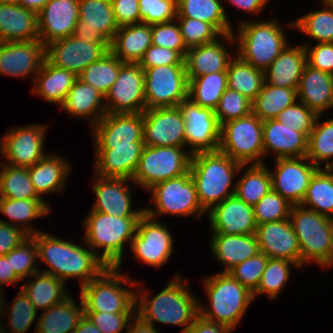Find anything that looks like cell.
Segmentation results:
<instances>
[{
	"label": "cell",
	"mask_w": 333,
	"mask_h": 333,
	"mask_svg": "<svg viewBox=\"0 0 333 333\" xmlns=\"http://www.w3.org/2000/svg\"><path fill=\"white\" fill-rule=\"evenodd\" d=\"M140 23H166L177 17V0H139Z\"/></svg>",
	"instance_id": "59"
},
{
	"label": "cell",
	"mask_w": 333,
	"mask_h": 333,
	"mask_svg": "<svg viewBox=\"0 0 333 333\" xmlns=\"http://www.w3.org/2000/svg\"><path fill=\"white\" fill-rule=\"evenodd\" d=\"M210 239L211 252L225 267L221 272H228L260 252L255 234H211Z\"/></svg>",
	"instance_id": "34"
},
{
	"label": "cell",
	"mask_w": 333,
	"mask_h": 333,
	"mask_svg": "<svg viewBox=\"0 0 333 333\" xmlns=\"http://www.w3.org/2000/svg\"><path fill=\"white\" fill-rule=\"evenodd\" d=\"M143 70L164 65H185L184 57L175 50L151 45L138 63Z\"/></svg>",
	"instance_id": "62"
},
{
	"label": "cell",
	"mask_w": 333,
	"mask_h": 333,
	"mask_svg": "<svg viewBox=\"0 0 333 333\" xmlns=\"http://www.w3.org/2000/svg\"><path fill=\"white\" fill-rule=\"evenodd\" d=\"M145 146L186 147L184 118L178 106L146 109L143 112Z\"/></svg>",
	"instance_id": "20"
},
{
	"label": "cell",
	"mask_w": 333,
	"mask_h": 333,
	"mask_svg": "<svg viewBox=\"0 0 333 333\" xmlns=\"http://www.w3.org/2000/svg\"><path fill=\"white\" fill-rule=\"evenodd\" d=\"M325 1L328 2V3L333 4V0H325Z\"/></svg>",
	"instance_id": "76"
},
{
	"label": "cell",
	"mask_w": 333,
	"mask_h": 333,
	"mask_svg": "<svg viewBox=\"0 0 333 333\" xmlns=\"http://www.w3.org/2000/svg\"><path fill=\"white\" fill-rule=\"evenodd\" d=\"M297 95L298 101L317 115L324 114L326 110L333 108V75L306 64Z\"/></svg>",
	"instance_id": "30"
},
{
	"label": "cell",
	"mask_w": 333,
	"mask_h": 333,
	"mask_svg": "<svg viewBox=\"0 0 333 333\" xmlns=\"http://www.w3.org/2000/svg\"><path fill=\"white\" fill-rule=\"evenodd\" d=\"M227 88V72L201 75L188 80V99L201 107L215 110Z\"/></svg>",
	"instance_id": "46"
},
{
	"label": "cell",
	"mask_w": 333,
	"mask_h": 333,
	"mask_svg": "<svg viewBox=\"0 0 333 333\" xmlns=\"http://www.w3.org/2000/svg\"><path fill=\"white\" fill-rule=\"evenodd\" d=\"M306 64L307 56L304 45L291 47L288 44L264 71L265 82L277 87L298 90Z\"/></svg>",
	"instance_id": "31"
},
{
	"label": "cell",
	"mask_w": 333,
	"mask_h": 333,
	"mask_svg": "<svg viewBox=\"0 0 333 333\" xmlns=\"http://www.w3.org/2000/svg\"><path fill=\"white\" fill-rule=\"evenodd\" d=\"M144 146V142H132V145L122 146H94L93 173L101 177L132 180Z\"/></svg>",
	"instance_id": "28"
},
{
	"label": "cell",
	"mask_w": 333,
	"mask_h": 333,
	"mask_svg": "<svg viewBox=\"0 0 333 333\" xmlns=\"http://www.w3.org/2000/svg\"><path fill=\"white\" fill-rule=\"evenodd\" d=\"M247 166L245 173L235 181L234 194L248 205L254 206L272 189L271 176L266 164Z\"/></svg>",
	"instance_id": "47"
},
{
	"label": "cell",
	"mask_w": 333,
	"mask_h": 333,
	"mask_svg": "<svg viewBox=\"0 0 333 333\" xmlns=\"http://www.w3.org/2000/svg\"><path fill=\"white\" fill-rule=\"evenodd\" d=\"M264 157L273 153L276 158L307 156L309 137L299 131L290 129L276 119L263 121Z\"/></svg>",
	"instance_id": "29"
},
{
	"label": "cell",
	"mask_w": 333,
	"mask_h": 333,
	"mask_svg": "<svg viewBox=\"0 0 333 333\" xmlns=\"http://www.w3.org/2000/svg\"><path fill=\"white\" fill-rule=\"evenodd\" d=\"M48 1L49 0H20L19 4L38 14Z\"/></svg>",
	"instance_id": "71"
},
{
	"label": "cell",
	"mask_w": 333,
	"mask_h": 333,
	"mask_svg": "<svg viewBox=\"0 0 333 333\" xmlns=\"http://www.w3.org/2000/svg\"><path fill=\"white\" fill-rule=\"evenodd\" d=\"M95 146L144 142L142 113H106L91 129Z\"/></svg>",
	"instance_id": "23"
},
{
	"label": "cell",
	"mask_w": 333,
	"mask_h": 333,
	"mask_svg": "<svg viewBox=\"0 0 333 333\" xmlns=\"http://www.w3.org/2000/svg\"><path fill=\"white\" fill-rule=\"evenodd\" d=\"M211 234H255L257 224L253 206L240 200L235 194L225 198L206 214Z\"/></svg>",
	"instance_id": "24"
},
{
	"label": "cell",
	"mask_w": 333,
	"mask_h": 333,
	"mask_svg": "<svg viewBox=\"0 0 333 333\" xmlns=\"http://www.w3.org/2000/svg\"><path fill=\"white\" fill-rule=\"evenodd\" d=\"M77 305L73 296L61 303L43 310L38 317L34 333H73L85 316V306L81 296Z\"/></svg>",
	"instance_id": "37"
},
{
	"label": "cell",
	"mask_w": 333,
	"mask_h": 333,
	"mask_svg": "<svg viewBox=\"0 0 333 333\" xmlns=\"http://www.w3.org/2000/svg\"><path fill=\"white\" fill-rule=\"evenodd\" d=\"M321 116H317L309 134L306 157L318 168L333 169V119L321 121Z\"/></svg>",
	"instance_id": "48"
},
{
	"label": "cell",
	"mask_w": 333,
	"mask_h": 333,
	"mask_svg": "<svg viewBox=\"0 0 333 333\" xmlns=\"http://www.w3.org/2000/svg\"><path fill=\"white\" fill-rule=\"evenodd\" d=\"M181 35L188 49L215 41L221 34L205 21L176 17Z\"/></svg>",
	"instance_id": "55"
},
{
	"label": "cell",
	"mask_w": 333,
	"mask_h": 333,
	"mask_svg": "<svg viewBox=\"0 0 333 333\" xmlns=\"http://www.w3.org/2000/svg\"><path fill=\"white\" fill-rule=\"evenodd\" d=\"M145 74L138 63L124 62L105 96L106 113H142L146 110Z\"/></svg>",
	"instance_id": "16"
},
{
	"label": "cell",
	"mask_w": 333,
	"mask_h": 333,
	"mask_svg": "<svg viewBox=\"0 0 333 333\" xmlns=\"http://www.w3.org/2000/svg\"><path fill=\"white\" fill-rule=\"evenodd\" d=\"M93 177L91 187L96 196V201L91 210L116 217H142L144 215V208L140 210L132 208V193L137 188L136 184L133 189L127 185L128 183H134L132 180L101 177L96 174Z\"/></svg>",
	"instance_id": "21"
},
{
	"label": "cell",
	"mask_w": 333,
	"mask_h": 333,
	"mask_svg": "<svg viewBox=\"0 0 333 333\" xmlns=\"http://www.w3.org/2000/svg\"><path fill=\"white\" fill-rule=\"evenodd\" d=\"M259 250L268 258L295 262L301 268V252L290 219L257 225Z\"/></svg>",
	"instance_id": "25"
},
{
	"label": "cell",
	"mask_w": 333,
	"mask_h": 333,
	"mask_svg": "<svg viewBox=\"0 0 333 333\" xmlns=\"http://www.w3.org/2000/svg\"><path fill=\"white\" fill-rule=\"evenodd\" d=\"M298 100L297 90L277 87L265 81L252 101V113L261 121L275 119L280 112Z\"/></svg>",
	"instance_id": "42"
},
{
	"label": "cell",
	"mask_w": 333,
	"mask_h": 333,
	"mask_svg": "<svg viewBox=\"0 0 333 333\" xmlns=\"http://www.w3.org/2000/svg\"><path fill=\"white\" fill-rule=\"evenodd\" d=\"M151 201L155 208H144V214L148 217L158 219L162 215L195 216L201 218L207 212L202 208L191 173H187L159 182L151 187Z\"/></svg>",
	"instance_id": "9"
},
{
	"label": "cell",
	"mask_w": 333,
	"mask_h": 333,
	"mask_svg": "<svg viewBox=\"0 0 333 333\" xmlns=\"http://www.w3.org/2000/svg\"><path fill=\"white\" fill-rule=\"evenodd\" d=\"M140 218L116 217L90 210L83 222V243H86L108 267L121 269L125 244L131 245ZM96 249L102 250V253Z\"/></svg>",
	"instance_id": "5"
},
{
	"label": "cell",
	"mask_w": 333,
	"mask_h": 333,
	"mask_svg": "<svg viewBox=\"0 0 333 333\" xmlns=\"http://www.w3.org/2000/svg\"><path fill=\"white\" fill-rule=\"evenodd\" d=\"M2 316L4 317V313H3V311H0V319H1ZM1 322H2V321H0V331L3 330V329L6 327V326L4 325L5 323H3V324L1 325Z\"/></svg>",
	"instance_id": "74"
},
{
	"label": "cell",
	"mask_w": 333,
	"mask_h": 333,
	"mask_svg": "<svg viewBox=\"0 0 333 333\" xmlns=\"http://www.w3.org/2000/svg\"><path fill=\"white\" fill-rule=\"evenodd\" d=\"M29 237L23 229L0 222V255H7Z\"/></svg>",
	"instance_id": "65"
},
{
	"label": "cell",
	"mask_w": 333,
	"mask_h": 333,
	"mask_svg": "<svg viewBox=\"0 0 333 333\" xmlns=\"http://www.w3.org/2000/svg\"><path fill=\"white\" fill-rule=\"evenodd\" d=\"M4 288L2 289L0 286V311L4 310V305H5V299H4Z\"/></svg>",
	"instance_id": "72"
},
{
	"label": "cell",
	"mask_w": 333,
	"mask_h": 333,
	"mask_svg": "<svg viewBox=\"0 0 333 333\" xmlns=\"http://www.w3.org/2000/svg\"><path fill=\"white\" fill-rule=\"evenodd\" d=\"M269 1L270 0H227L228 3L234 5L237 9L253 15L261 14Z\"/></svg>",
	"instance_id": "68"
},
{
	"label": "cell",
	"mask_w": 333,
	"mask_h": 333,
	"mask_svg": "<svg viewBox=\"0 0 333 333\" xmlns=\"http://www.w3.org/2000/svg\"><path fill=\"white\" fill-rule=\"evenodd\" d=\"M60 108L71 117L88 119L93 127L106 114L105 96L77 78Z\"/></svg>",
	"instance_id": "33"
},
{
	"label": "cell",
	"mask_w": 333,
	"mask_h": 333,
	"mask_svg": "<svg viewBox=\"0 0 333 333\" xmlns=\"http://www.w3.org/2000/svg\"><path fill=\"white\" fill-rule=\"evenodd\" d=\"M233 32L236 55L253 67L265 71L289 44L278 20L238 22Z\"/></svg>",
	"instance_id": "8"
},
{
	"label": "cell",
	"mask_w": 333,
	"mask_h": 333,
	"mask_svg": "<svg viewBox=\"0 0 333 333\" xmlns=\"http://www.w3.org/2000/svg\"><path fill=\"white\" fill-rule=\"evenodd\" d=\"M10 304H8L9 307H7L5 302L3 310L5 317L10 315L8 319L10 326H8V328L11 329L9 330L11 333H26L33 322H35L34 320L37 318L38 311L34 308V305L21 288Z\"/></svg>",
	"instance_id": "52"
},
{
	"label": "cell",
	"mask_w": 333,
	"mask_h": 333,
	"mask_svg": "<svg viewBox=\"0 0 333 333\" xmlns=\"http://www.w3.org/2000/svg\"><path fill=\"white\" fill-rule=\"evenodd\" d=\"M45 200L44 198L19 200L0 198V212L9 220L0 219V222L17 226L30 236L35 235L42 230L36 229L30 222L47 216L51 211L50 204Z\"/></svg>",
	"instance_id": "39"
},
{
	"label": "cell",
	"mask_w": 333,
	"mask_h": 333,
	"mask_svg": "<svg viewBox=\"0 0 333 333\" xmlns=\"http://www.w3.org/2000/svg\"><path fill=\"white\" fill-rule=\"evenodd\" d=\"M39 39L38 14L20 4L0 3V42Z\"/></svg>",
	"instance_id": "32"
},
{
	"label": "cell",
	"mask_w": 333,
	"mask_h": 333,
	"mask_svg": "<svg viewBox=\"0 0 333 333\" xmlns=\"http://www.w3.org/2000/svg\"><path fill=\"white\" fill-rule=\"evenodd\" d=\"M246 167L247 165L231 159L219 150L192 154L189 172L196 187L198 200L206 212L225 198L234 195V178Z\"/></svg>",
	"instance_id": "3"
},
{
	"label": "cell",
	"mask_w": 333,
	"mask_h": 333,
	"mask_svg": "<svg viewBox=\"0 0 333 333\" xmlns=\"http://www.w3.org/2000/svg\"><path fill=\"white\" fill-rule=\"evenodd\" d=\"M73 36L89 43H112L119 26L111 0H79Z\"/></svg>",
	"instance_id": "19"
},
{
	"label": "cell",
	"mask_w": 333,
	"mask_h": 333,
	"mask_svg": "<svg viewBox=\"0 0 333 333\" xmlns=\"http://www.w3.org/2000/svg\"><path fill=\"white\" fill-rule=\"evenodd\" d=\"M233 329L207 321L198 316L186 333H231Z\"/></svg>",
	"instance_id": "66"
},
{
	"label": "cell",
	"mask_w": 333,
	"mask_h": 333,
	"mask_svg": "<svg viewBox=\"0 0 333 333\" xmlns=\"http://www.w3.org/2000/svg\"><path fill=\"white\" fill-rule=\"evenodd\" d=\"M47 126L29 124L13 126L0 139L3 163L14 167H30L47 155L43 151Z\"/></svg>",
	"instance_id": "15"
},
{
	"label": "cell",
	"mask_w": 333,
	"mask_h": 333,
	"mask_svg": "<svg viewBox=\"0 0 333 333\" xmlns=\"http://www.w3.org/2000/svg\"><path fill=\"white\" fill-rule=\"evenodd\" d=\"M102 333H123L136 313L85 312Z\"/></svg>",
	"instance_id": "61"
},
{
	"label": "cell",
	"mask_w": 333,
	"mask_h": 333,
	"mask_svg": "<svg viewBox=\"0 0 333 333\" xmlns=\"http://www.w3.org/2000/svg\"><path fill=\"white\" fill-rule=\"evenodd\" d=\"M20 0H0V3H6V4H19Z\"/></svg>",
	"instance_id": "73"
},
{
	"label": "cell",
	"mask_w": 333,
	"mask_h": 333,
	"mask_svg": "<svg viewBox=\"0 0 333 333\" xmlns=\"http://www.w3.org/2000/svg\"><path fill=\"white\" fill-rule=\"evenodd\" d=\"M21 280L10 265V252L7 255H0V286L18 284Z\"/></svg>",
	"instance_id": "67"
},
{
	"label": "cell",
	"mask_w": 333,
	"mask_h": 333,
	"mask_svg": "<svg viewBox=\"0 0 333 333\" xmlns=\"http://www.w3.org/2000/svg\"><path fill=\"white\" fill-rule=\"evenodd\" d=\"M144 74L146 109L175 107L188 98L185 65L156 66Z\"/></svg>",
	"instance_id": "12"
},
{
	"label": "cell",
	"mask_w": 333,
	"mask_h": 333,
	"mask_svg": "<svg viewBox=\"0 0 333 333\" xmlns=\"http://www.w3.org/2000/svg\"><path fill=\"white\" fill-rule=\"evenodd\" d=\"M186 147L144 146L132 181L149 190L155 184L189 171L192 154Z\"/></svg>",
	"instance_id": "11"
},
{
	"label": "cell",
	"mask_w": 333,
	"mask_h": 333,
	"mask_svg": "<svg viewBox=\"0 0 333 333\" xmlns=\"http://www.w3.org/2000/svg\"><path fill=\"white\" fill-rule=\"evenodd\" d=\"M66 158L53 153L47 154L40 161L28 167L30 180L36 193L43 198V194L60 192L65 189L70 175L71 166Z\"/></svg>",
	"instance_id": "35"
},
{
	"label": "cell",
	"mask_w": 333,
	"mask_h": 333,
	"mask_svg": "<svg viewBox=\"0 0 333 333\" xmlns=\"http://www.w3.org/2000/svg\"><path fill=\"white\" fill-rule=\"evenodd\" d=\"M289 219L301 252V268L312 262L323 269L333 266V218L299 204L292 205Z\"/></svg>",
	"instance_id": "6"
},
{
	"label": "cell",
	"mask_w": 333,
	"mask_h": 333,
	"mask_svg": "<svg viewBox=\"0 0 333 333\" xmlns=\"http://www.w3.org/2000/svg\"><path fill=\"white\" fill-rule=\"evenodd\" d=\"M7 329H8V328L5 327L3 330L0 331V333H9V332L11 333V331H10V330L7 331Z\"/></svg>",
	"instance_id": "75"
},
{
	"label": "cell",
	"mask_w": 333,
	"mask_h": 333,
	"mask_svg": "<svg viewBox=\"0 0 333 333\" xmlns=\"http://www.w3.org/2000/svg\"><path fill=\"white\" fill-rule=\"evenodd\" d=\"M221 37L229 45H235L233 33L221 35L215 41L188 49L184 57L188 80L215 72H226L235 55L224 46ZM234 43V44H233Z\"/></svg>",
	"instance_id": "27"
},
{
	"label": "cell",
	"mask_w": 333,
	"mask_h": 333,
	"mask_svg": "<svg viewBox=\"0 0 333 333\" xmlns=\"http://www.w3.org/2000/svg\"><path fill=\"white\" fill-rule=\"evenodd\" d=\"M31 237L36 241L38 259L49 267L42 272L52 274L65 283L77 278L82 287L108 267L87 244L84 247L81 243L79 245L43 231Z\"/></svg>",
	"instance_id": "1"
},
{
	"label": "cell",
	"mask_w": 333,
	"mask_h": 333,
	"mask_svg": "<svg viewBox=\"0 0 333 333\" xmlns=\"http://www.w3.org/2000/svg\"><path fill=\"white\" fill-rule=\"evenodd\" d=\"M38 260L36 241L31 236L10 251V265L22 280L40 271Z\"/></svg>",
	"instance_id": "56"
},
{
	"label": "cell",
	"mask_w": 333,
	"mask_h": 333,
	"mask_svg": "<svg viewBox=\"0 0 333 333\" xmlns=\"http://www.w3.org/2000/svg\"><path fill=\"white\" fill-rule=\"evenodd\" d=\"M73 333H102L97 326L85 315Z\"/></svg>",
	"instance_id": "70"
},
{
	"label": "cell",
	"mask_w": 333,
	"mask_h": 333,
	"mask_svg": "<svg viewBox=\"0 0 333 333\" xmlns=\"http://www.w3.org/2000/svg\"><path fill=\"white\" fill-rule=\"evenodd\" d=\"M223 0H177V17L210 23L221 35L233 33Z\"/></svg>",
	"instance_id": "41"
},
{
	"label": "cell",
	"mask_w": 333,
	"mask_h": 333,
	"mask_svg": "<svg viewBox=\"0 0 333 333\" xmlns=\"http://www.w3.org/2000/svg\"><path fill=\"white\" fill-rule=\"evenodd\" d=\"M119 60L111 51L102 58L89 64L78 76L82 82L92 85L104 96L117 79L121 65Z\"/></svg>",
	"instance_id": "49"
},
{
	"label": "cell",
	"mask_w": 333,
	"mask_h": 333,
	"mask_svg": "<svg viewBox=\"0 0 333 333\" xmlns=\"http://www.w3.org/2000/svg\"><path fill=\"white\" fill-rule=\"evenodd\" d=\"M151 33L152 45L178 51L185 57L188 48L185 45L176 19L166 23L152 24Z\"/></svg>",
	"instance_id": "60"
},
{
	"label": "cell",
	"mask_w": 333,
	"mask_h": 333,
	"mask_svg": "<svg viewBox=\"0 0 333 333\" xmlns=\"http://www.w3.org/2000/svg\"><path fill=\"white\" fill-rule=\"evenodd\" d=\"M110 51V43H89L71 35L45 45V59L78 76L89 64Z\"/></svg>",
	"instance_id": "17"
},
{
	"label": "cell",
	"mask_w": 333,
	"mask_h": 333,
	"mask_svg": "<svg viewBox=\"0 0 333 333\" xmlns=\"http://www.w3.org/2000/svg\"><path fill=\"white\" fill-rule=\"evenodd\" d=\"M33 280L21 286V289L28 296L34 308L38 310H46L53 305L61 303L68 298L66 283L59 278L54 277L52 274L42 272L41 270L30 277Z\"/></svg>",
	"instance_id": "40"
},
{
	"label": "cell",
	"mask_w": 333,
	"mask_h": 333,
	"mask_svg": "<svg viewBox=\"0 0 333 333\" xmlns=\"http://www.w3.org/2000/svg\"><path fill=\"white\" fill-rule=\"evenodd\" d=\"M300 205L333 218V169L319 168L315 172Z\"/></svg>",
	"instance_id": "45"
},
{
	"label": "cell",
	"mask_w": 333,
	"mask_h": 333,
	"mask_svg": "<svg viewBox=\"0 0 333 333\" xmlns=\"http://www.w3.org/2000/svg\"><path fill=\"white\" fill-rule=\"evenodd\" d=\"M306 49L307 64L315 69L333 75V43L303 44Z\"/></svg>",
	"instance_id": "63"
},
{
	"label": "cell",
	"mask_w": 333,
	"mask_h": 333,
	"mask_svg": "<svg viewBox=\"0 0 333 333\" xmlns=\"http://www.w3.org/2000/svg\"><path fill=\"white\" fill-rule=\"evenodd\" d=\"M320 2L322 9L306 13L287 25L317 43H333V4L325 0Z\"/></svg>",
	"instance_id": "43"
},
{
	"label": "cell",
	"mask_w": 333,
	"mask_h": 333,
	"mask_svg": "<svg viewBox=\"0 0 333 333\" xmlns=\"http://www.w3.org/2000/svg\"><path fill=\"white\" fill-rule=\"evenodd\" d=\"M162 221L143 215L137 224L136 234L131 241L134 260L144 262L156 269L167 263L174 253V239Z\"/></svg>",
	"instance_id": "13"
},
{
	"label": "cell",
	"mask_w": 333,
	"mask_h": 333,
	"mask_svg": "<svg viewBox=\"0 0 333 333\" xmlns=\"http://www.w3.org/2000/svg\"><path fill=\"white\" fill-rule=\"evenodd\" d=\"M300 268L295 262L285 259L268 258L257 289L252 293L253 298L257 295H267L270 300H276L279 293L284 289L291 275V267Z\"/></svg>",
	"instance_id": "51"
},
{
	"label": "cell",
	"mask_w": 333,
	"mask_h": 333,
	"mask_svg": "<svg viewBox=\"0 0 333 333\" xmlns=\"http://www.w3.org/2000/svg\"><path fill=\"white\" fill-rule=\"evenodd\" d=\"M317 116L313 110L297 100L280 112L275 119L283 125L286 124L290 129L303 132L309 137Z\"/></svg>",
	"instance_id": "58"
},
{
	"label": "cell",
	"mask_w": 333,
	"mask_h": 333,
	"mask_svg": "<svg viewBox=\"0 0 333 333\" xmlns=\"http://www.w3.org/2000/svg\"><path fill=\"white\" fill-rule=\"evenodd\" d=\"M231 60L227 69V87L236 90L253 101L265 81L264 71L243 61L238 55Z\"/></svg>",
	"instance_id": "44"
},
{
	"label": "cell",
	"mask_w": 333,
	"mask_h": 333,
	"mask_svg": "<svg viewBox=\"0 0 333 333\" xmlns=\"http://www.w3.org/2000/svg\"><path fill=\"white\" fill-rule=\"evenodd\" d=\"M119 27L140 23L139 0H111Z\"/></svg>",
	"instance_id": "64"
},
{
	"label": "cell",
	"mask_w": 333,
	"mask_h": 333,
	"mask_svg": "<svg viewBox=\"0 0 333 333\" xmlns=\"http://www.w3.org/2000/svg\"><path fill=\"white\" fill-rule=\"evenodd\" d=\"M263 121L252 112L221 125L219 151L243 164H265Z\"/></svg>",
	"instance_id": "10"
},
{
	"label": "cell",
	"mask_w": 333,
	"mask_h": 333,
	"mask_svg": "<svg viewBox=\"0 0 333 333\" xmlns=\"http://www.w3.org/2000/svg\"><path fill=\"white\" fill-rule=\"evenodd\" d=\"M184 118L186 147L191 154L214 152L219 150L221 125L211 108H204L190 99L183 100L179 105Z\"/></svg>",
	"instance_id": "14"
},
{
	"label": "cell",
	"mask_w": 333,
	"mask_h": 333,
	"mask_svg": "<svg viewBox=\"0 0 333 333\" xmlns=\"http://www.w3.org/2000/svg\"><path fill=\"white\" fill-rule=\"evenodd\" d=\"M126 333H160L157 328L141 320L137 315L130 321Z\"/></svg>",
	"instance_id": "69"
},
{
	"label": "cell",
	"mask_w": 333,
	"mask_h": 333,
	"mask_svg": "<svg viewBox=\"0 0 333 333\" xmlns=\"http://www.w3.org/2000/svg\"><path fill=\"white\" fill-rule=\"evenodd\" d=\"M268 257L262 252L234 266L228 273L252 293L257 289Z\"/></svg>",
	"instance_id": "57"
},
{
	"label": "cell",
	"mask_w": 333,
	"mask_h": 333,
	"mask_svg": "<svg viewBox=\"0 0 333 333\" xmlns=\"http://www.w3.org/2000/svg\"><path fill=\"white\" fill-rule=\"evenodd\" d=\"M220 125L227 121L239 119L252 112V101L236 90L227 88L214 110Z\"/></svg>",
	"instance_id": "54"
},
{
	"label": "cell",
	"mask_w": 333,
	"mask_h": 333,
	"mask_svg": "<svg viewBox=\"0 0 333 333\" xmlns=\"http://www.w3.org/2000/svg\"><path fill=\"white\" fill-rule=\"evenodd\" d=\"M202 281L209 302L204 304L199 300V316L231 329L236 328L254 300L252 292L228 272L212 274Z\"/></svg>",
	"instance_id": "4"
},
{
	"label": "cell",
	"mask_w": 333,
	"mask_h": 333,
	"mask_svg": "<svg viewBox=\"0 0 333 333\" xmlns=\"http://www.w3.org/2000/svg\"><path fill=\"white\" fill-rule=\"evenodd\" d=\"M79 0H49L38 13L39 40L47 45L73 35L79 20Z\"/></svg>",
	"instance_id": "26"
},
{
	"label": "cell",
	"mask_w": 333,
	"mask_h": 333,
	"mask_svg": "<svg viewBox=\"0 0 333 333\" xmlns=\"http://www.w3.org/2000/svg\"><path fill=\"white\" fill-rule=\"evenodd\" d=\"M0 198H41L35 191L27 167H14L0 163Z\"/></svg>",
	"instance_id": "50"
},
{
	"label": "cell",
	"mask_w": 333,
	"mask_h": 333,
	"mask_svg": "<svg viewBox=\"0 0 333 333\" xmlns=\"http://www.w3.org/2000/svg\"><path fill=\"white\" fill-rule=\"evenodd\" d=\"M274 160V171L269 167L272 189L292 205L301 204L310 180L319 168L306 156Z\"/></svg>",
	"instance_id": "18"
},
{
	"label": "cell",
	"mask_w": 333,
	"mask_h": 333,
	"mask_svg": "<svg viewBox=\"0 0 333 333\" xmlns=\"http://www.w3.org/2000/svg\"><path fill=\"white\" fill-rule=\"evenodd\" d=\"M186 281L176 273L173 280L152 298L149 290L139 287L135 292L136 315L154 327L156 322L181 326L180 333H186L199 316V298L191 293Z\"/></svg>",
	"instance_id": "2"
},
{
	"label": "cell",
	"mask_w": 333,
	"mask_h": 333,
	"mask_svg": "<svg viewBox=\"0 0 333 333\" xmlns=\"http://www.w3.org/2000/svg\"><path fill=\"white\" fill-rule=\"evenodd\" d=\"M45 59V45L39 40L0 42V75L31 77L38 74Z\"/></svg>",
	"instance_id": "22"
},
{
	"label": "cell",
	"mask_w": 333,
	"mask_h": 333,
	"mask_svg": "<svg viewBox=\"0 0 333 333\" xmlns=\"http://www.w3.org/2000/svg\"><path fill=\"white\" fill-rule=\"evenodd\" d=\"M121 272L118 267H107L80 287L85 312L136 313L135 292L141 282ZM125 285L136 289H126Z\"/></svg>",
	"instance_id": "7"
},
{
	"label": "cell",
	"mask_w": 333,
	"mask_h": 333,
	"mask_svg": "<svg viewBox=\"0 0 333 333\" xmlns=\"http://www.w3.org/2000/svg\"><path fill=\"white\" fill-rule=\"evenodd\" d=\"M151 45V25L141 22L119 27L110 51L122 62L139 63Z\"/></svg>",
	"instance_id": "36"
},
{
	"label": "cell",
	"mask_w": 333,
	"mask_h": 333,
	"mask_svg": "<svg viewBox=\"0 0 333 333\" xmlns=\"http://www.w3.org/2000/svg\"><path fill=\"white\" fill-rule=\"evenodd\" d=\"M292 204L271 189L253 206L257 225L289 219Z\"/></svg>",
	"instance_id": "53"
},
{
	"label": "cell",
	"mask_w": 333,
	"mask_h": 333,
	"mask_svg": "<svg viewBox=\"0 0 333 333\" xmlns=\"http://www.w3.org/2000/svg\"><path fill=\"white\" fill-rule=\"evenodd\" d=\"M76 79L73 72L53 66L44 59L34 78L32 92L46 102L60 107Z\"/></svg>",
	"instance_id": "38"
}]
</instances>
